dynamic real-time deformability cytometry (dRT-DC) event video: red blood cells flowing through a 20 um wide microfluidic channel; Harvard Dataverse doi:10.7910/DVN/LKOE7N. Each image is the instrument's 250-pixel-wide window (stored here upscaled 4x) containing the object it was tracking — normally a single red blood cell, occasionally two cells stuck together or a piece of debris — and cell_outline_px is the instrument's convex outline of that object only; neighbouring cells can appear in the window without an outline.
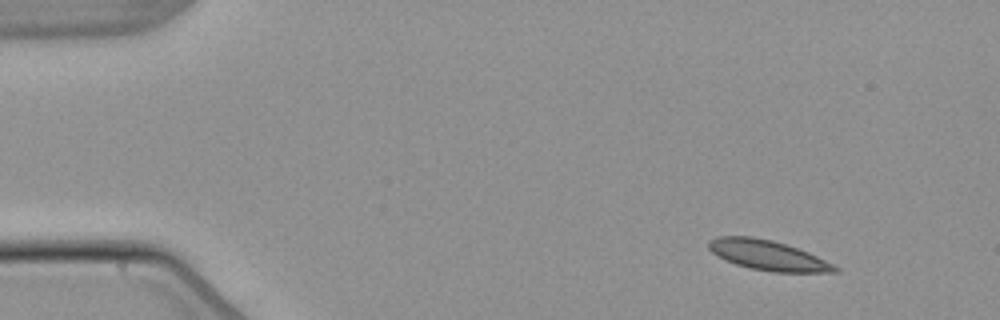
{"species": "common noctule bat (a hibernating species)", "species_latin": "Nyctalus noctula", "temperature_condition": "warm", "stored_images_in_passage": 49, "camera_frame_rate_fps": 3000, "um_per_image_px": 0.085, "animal": {"sex": "male", "body_mass_g": 21.5, "forearm_length_mm": 52.0}, "frame": {"image": 1, "passage_image": 1, "time_ms": 0.0, "image_size_px": [1000, 320], "cell_outline_px": [[840, 272], [772, 272], [748, 268], [736, 264], [712, 252], [708, 248], [708, 240], [716, 236], [752, 236], [772, 240], [808, 252], [840, 268]], "centroid_in_image_um": [65.25, 21.69], "position_along_channel_um": 19.8, "area_um2": 21.85}}
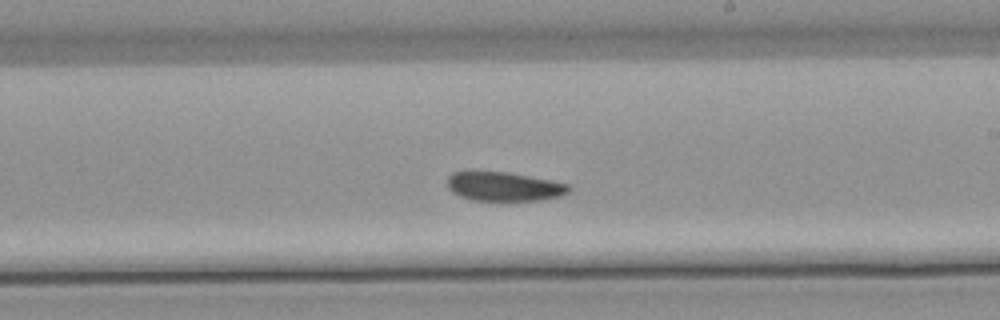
{"frame": {"image": 2, "passage_image": 27, "time_ms": 8.667, "image_size_px": [1000, 320], "cell_outline_px": [[572, 188], [568, 192], [560, 196], [540, 200], [472, 200], [460, 196], [452, 192], [448, 188], [448, 176], [452, 172], [508, 172], [552, 180], [568, 184]], "centroid_in_image_um": [42.86, 15.85], "position_along_channel_um": 246.1, "area_um2": 20.46}}
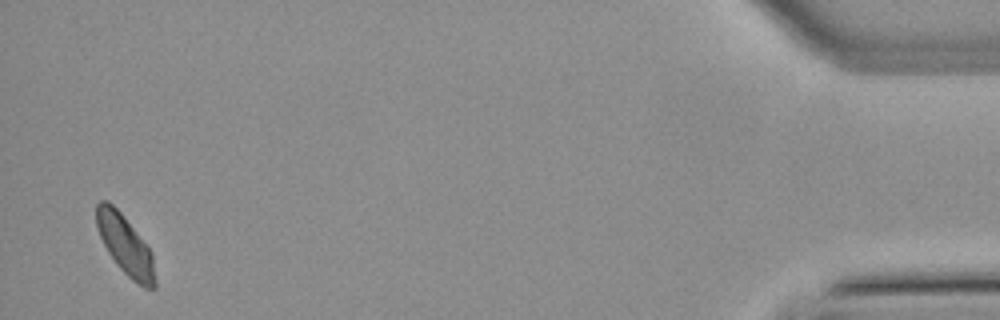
{"frame": {"image": 3, "passage_image": 48, "time_ms": 15.667, "image_size_px": [1000, 320], "cell_outline_px": [[156, 288], [144, 288], [136, 284], [116, 264], [108, 252], [100, 236], [96, 224], [96, 204], [100, 200], [108, 200], [124, 216], [152, 252], [156, 280]], "centroid_in_image_um": [10.66, 20.85], "position_along_channel_um": 424.5, "area_um2": 20.29}, "authors_computed_cell_mechanics": {"area_um2": 21.6172, "velocity_mm_per_s": 3.7802, "shape_relaxation_time_tau1_ms": 7.4107, "shape_relaxation_time_tau2_ms": null, "deformation_change_tau1": 0.1033, "deformation_change_tau2": null}}